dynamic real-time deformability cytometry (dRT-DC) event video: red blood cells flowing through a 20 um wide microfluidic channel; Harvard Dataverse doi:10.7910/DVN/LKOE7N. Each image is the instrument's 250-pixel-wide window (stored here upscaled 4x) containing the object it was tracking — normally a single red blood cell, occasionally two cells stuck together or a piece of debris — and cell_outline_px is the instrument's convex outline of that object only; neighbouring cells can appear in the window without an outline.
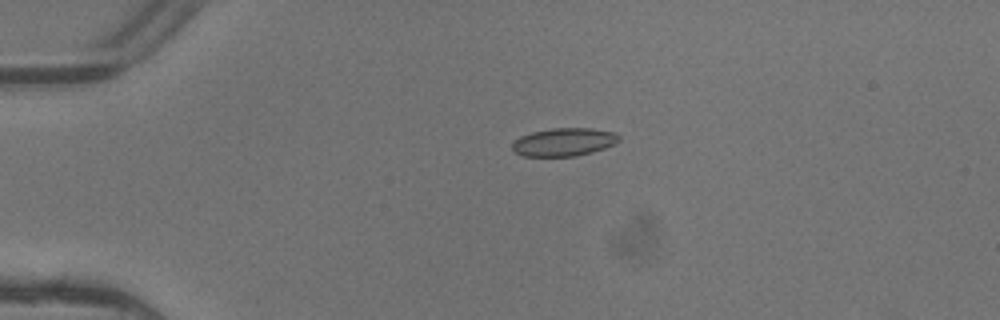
{"species": "common noctule bat (a hibernating species)", "species_latin": "Nyctalus noctula", "temperature_condition": "warm", "stored_images_in_passage": 2, "camera_frame_rate_fps": 3000, "um_per_image_px": 0.085, "animal": {"sex": "female"}, "frame": {"image": 1, "passage_image": 1, "time_ms": 0.0, "image_size_px": [1000, 320], "cell_outline_px": [[620, 140], [616, 144], [592, 152], [576, 156], [524, 156], [516, 152], [512, 148], [512, 144], [520, 136], [532, 132], [552, 128], [592, 128], [612, 132], [620, 136]], "centroid_in_image_um": [47.96, 12.07], "position_along_channel_um": 37.0, "area_um2": 17.4}}